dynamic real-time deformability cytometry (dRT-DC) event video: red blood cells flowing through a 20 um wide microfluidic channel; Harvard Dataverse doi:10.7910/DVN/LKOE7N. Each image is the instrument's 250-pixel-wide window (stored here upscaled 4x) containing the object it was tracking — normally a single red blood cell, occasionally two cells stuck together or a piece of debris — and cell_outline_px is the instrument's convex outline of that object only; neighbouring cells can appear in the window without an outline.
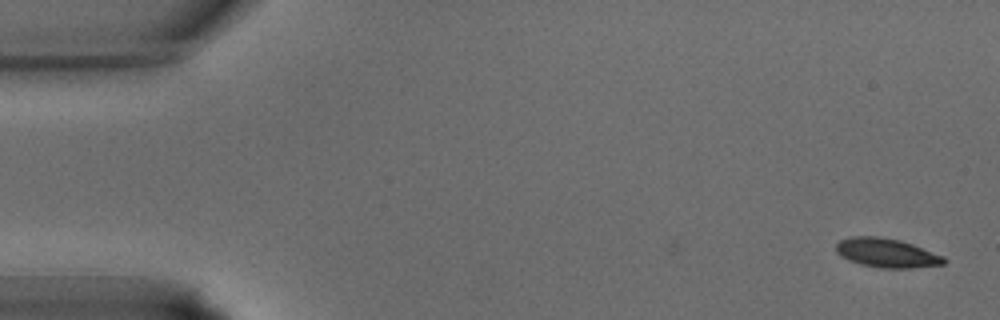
{"species": "common noctule bat (a hibernating species)", "species_latin": "Nyctalus noctula", "temperature_condition": "warm", "stored_images_in_passage": 34, "camera_frame_rate_fps": 3000, "um_per_image_px": 0.085, "animal": {"sex": "male", "body_mass_g": 15.6}, "frame": {"image": 1, "passage_image": 1, "time_ms": 0.0, "image_size_px": [1000, 320], "cell_outline_px": [[948, 260], [944, 264], [908, 268], [880, 268], [860, 264], [848, 260], [840, 256], [836, 252], [836, 244], [840, 240], [852, 236], [880, 236], [900, 240], [912, 244], [944, 256]], "centroid_in_image_um": [75.35, 21.49], "position_along_channel_um": 9.6, "area_um2": 18.38}}
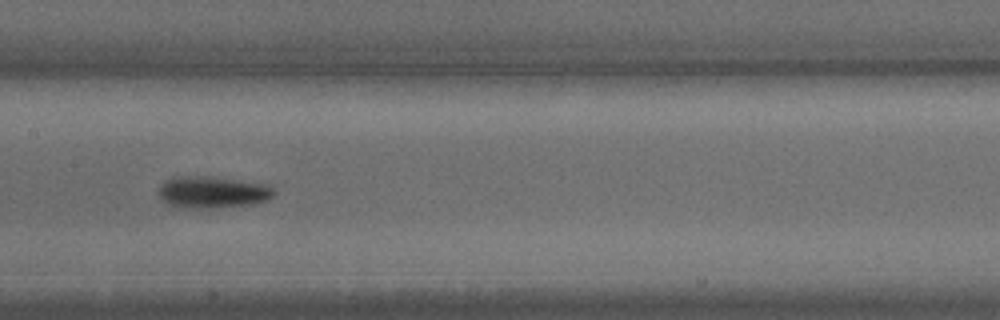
{"frame": {"image": 2, "passage_image": 18, "time_ms": 5.667, "image_size_px": [1000, 320], "cell_outline_px": [[276, 192], [272, 196], [264, 200], [252, 204], [224, 208], [176, 208], [168, 204], [160, 196], [160, 184], [164, 180], [180, 176], [208, 176], [268, 184]], "centroid_in_image_um": [18.05, 16.34], "position_along_channel_um": 189.3, "area_um2": 21.5}}
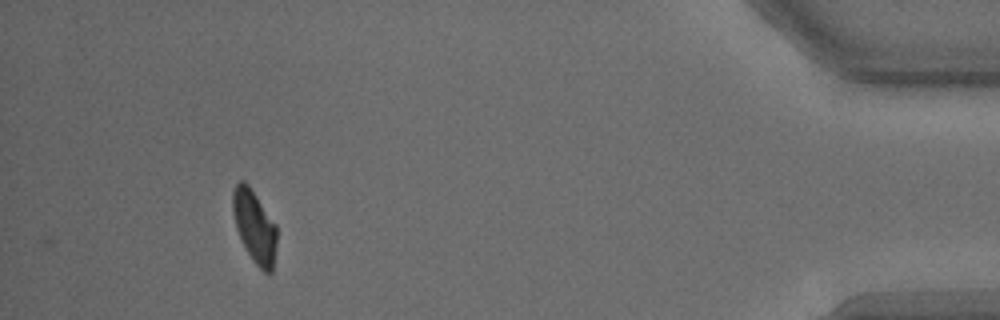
{"frame": {"image": 3, "passage_image": 34, "time_ms": 11.0, "image_size_px": [1000, 320], "cell_outline_px": [[276, 244], [272, 272], [264, 272], [252, 260], [236, 228], [232, 212], [232, 192], [236, 184], [240, 180], [244, 180], [248, 184], [276, 224]], "centroid_in_image_um": [21.62, 19.22], "position_along_channel_um": 413.6, "area_um2": 18.38}}